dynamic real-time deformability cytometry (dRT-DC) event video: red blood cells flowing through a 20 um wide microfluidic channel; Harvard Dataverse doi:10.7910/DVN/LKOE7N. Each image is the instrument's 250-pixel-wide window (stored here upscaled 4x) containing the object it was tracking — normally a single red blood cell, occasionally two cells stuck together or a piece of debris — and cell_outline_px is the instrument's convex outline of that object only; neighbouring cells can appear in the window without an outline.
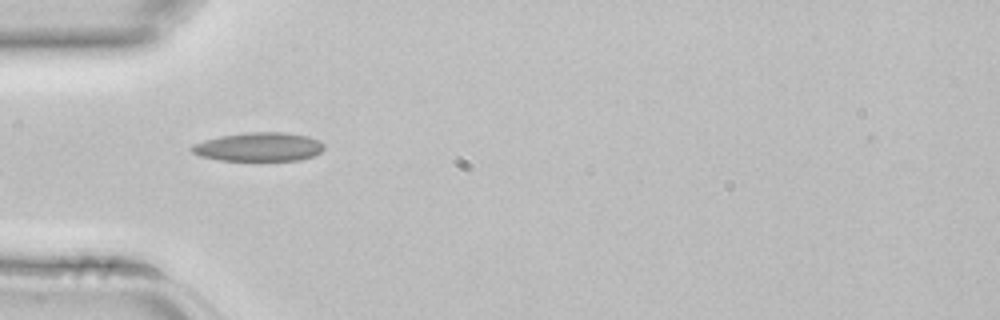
{"species": "common noctule bat (a hibernating species)", "species_latin": "Nyctalus noctula", "temperature_condition": "room temperature", "stored_images_in_passage": 4, "camera_frame_rate_fps": 3000, "um_per_image_px": 0.085, "animal": {"sex": "female", "body_mass_g": 22.7, "forearm_length_mm": 54.2}, "frame": {"image": 1, "passage_image": 4, "time_ms": 1.0, "image_size_px": [1000, 320], "cell_outline_px": [[324, 148], [316, 156], [300, 160], [220, 160], [200, 156], [192, 152], [188, 148], [192, 144], [204, 140], [220, 136], [248, 132], [288, 132], [308, 136], [320, 140], [324, 144]], "centroid_in_image_um": [22.02, 12.48], "position_along_channel_um": 63.0, "area_um2": 22.43}}